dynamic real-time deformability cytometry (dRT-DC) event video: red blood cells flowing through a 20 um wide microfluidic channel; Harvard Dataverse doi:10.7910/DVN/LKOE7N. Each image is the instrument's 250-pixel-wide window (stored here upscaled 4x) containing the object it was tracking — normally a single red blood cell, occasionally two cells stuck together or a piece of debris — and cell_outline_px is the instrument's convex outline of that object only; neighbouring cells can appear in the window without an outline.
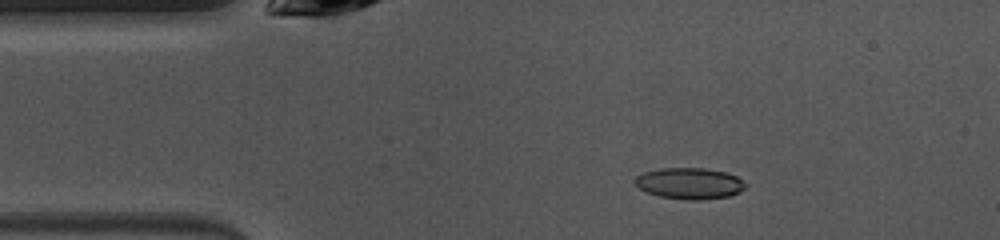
{"species": "common noctule bat (a hibernating species)", "species_latin": "Nyctalus noctula", "temperature_condition": "warm", "stored_images_in_passage": 47, "camera_frame_rate_fps": 3000, "um_per_image_px": 0.085, "animal": {"sex": "female", "body_mass_g": 10.0, "forearm_length_mm": 53.1}, "frame": {"image": 1, "passage_image": 7, "time_ms": 2.0, "image_size_px": [1000, 240], "cell_outline_px": [[748, 184], [740, 192], [728, 196], [700, 200], [688, 200], [660, 196], [648, 192], [640, 188], [632, 180], [636, 176], [644, 172], [660, 168], [704, 168], [724, 172], [736, 176]], "centroid_in_image_um": [58.61, 15.58], "position_along_channel_um": 26.4, "area_um2": 20.06}}
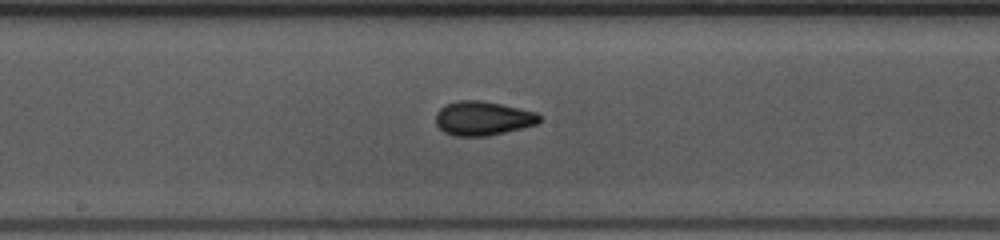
{"frame": {"image": 2, "passage_image": 23, "time_ms": 7.333, "image_size_px": [1000, 240], "cell_outline_px": [[540, 120], [536, 124], [488, 136], [456, 136], [444, 132], [436, 124], [436, 112], [444, 104], [456, 100], [480, 100], [500, 104], [536, 112], [540, 116]], "centroid_in_image_um": [40.99, 10.05], "position_along_channel_um": 207.2, "area_um2": 20.52}}
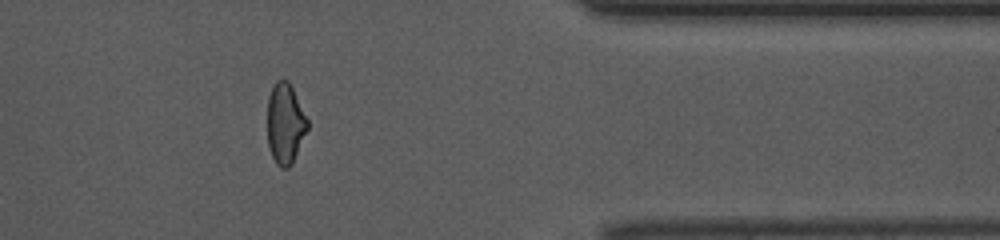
{"frame": {"image": 3, "passage_image": 38, "time_ms": 12.333, "image_size_px": [1000, 240], "cell_outline_px": [[308, 128], [292, 164], [288, 168], [280, 168], [276, 164], [272, 156], [268, 144], [268, 96], [276, 80], [288, 80], [308, 120]], "centroid_in_image_um": [24.24, 10.52], "position_along_channel_um": 387.2, "area_um2": 18.67}, "authors_computed_cell_mechanics": {"area_um2": 19.8254, "velocity_mm_per_s": 4.0641, "shape_relaxation_time_tau1_ms": 5.3434, "shape_relaxation_time_tau2_ms": 1.7804, "deformation_change_tau1": 0.169, "deformation_change_tau2": 0.0566}}